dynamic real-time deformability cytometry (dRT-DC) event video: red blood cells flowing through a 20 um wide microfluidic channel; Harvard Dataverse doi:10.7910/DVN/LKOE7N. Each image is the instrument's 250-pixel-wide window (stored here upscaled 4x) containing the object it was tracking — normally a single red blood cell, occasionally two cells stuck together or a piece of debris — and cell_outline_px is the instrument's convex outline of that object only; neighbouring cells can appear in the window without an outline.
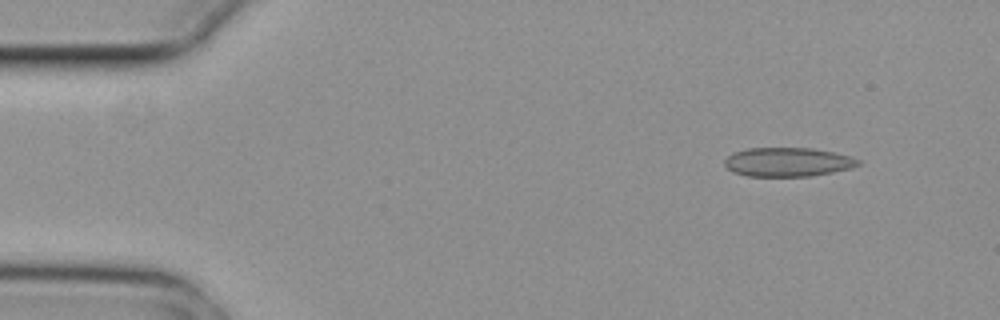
{"species": "common noctule bat (a hibernating species)", "species_latin": "Nyctalus noctula", "temperature_condition": "cold", "stored_images_in_passage": 4, "camera_frame_rate_fps": 3000, "um_per_image_px": 0.085, "animal": {"sex": "female", "body_mass_g": 29.2, "forearm_length_mm": 56.3}, "frame": {"image": 1, "passage_image": 1, "time_ms": 0.0, "image_size_px": [1000, 320], "cell_outline_px": [[860, 164], [852, 168], [812, 176], [748, 176], [732, 172], [724, 164], [724, 160], [728, 156], [736, 152], [748, 148], [812, 148], [832, 152], [848, 156], [860, 160]], "centroid_in_image_um": [66.95, 13.78], "position_along_channel_um": 18.0, "area_um2": 22.43}}
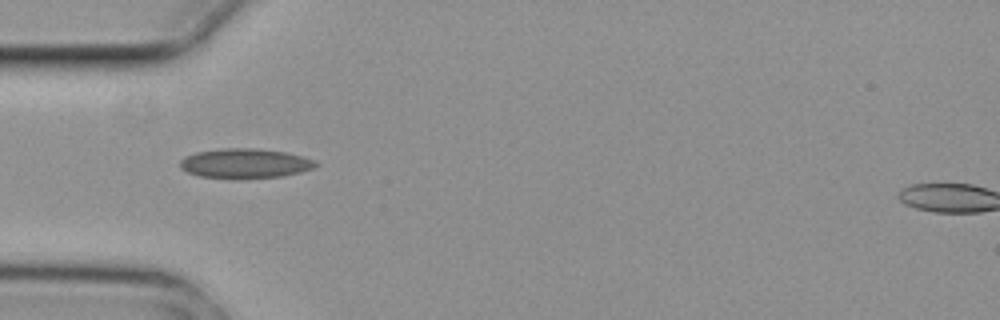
{"frame": {"image": 2, "passage_image": 4, "time_ms": 1.0, "image_size_px": [1000, 320], "cell_outline_px": [[320, 164], [312, 168], [300, 172], [280, 176], [200, 176], [188, 172], [180, 168], [180, 160], [184, 156], [196, 152], [220, 148], [256, 148], [284, 152], [300, 156], [312, 160]], "centroid_in_image_um": [20.79, 13.84], "position_along_channel_um": 64.2, "area_um2": 22.48}}